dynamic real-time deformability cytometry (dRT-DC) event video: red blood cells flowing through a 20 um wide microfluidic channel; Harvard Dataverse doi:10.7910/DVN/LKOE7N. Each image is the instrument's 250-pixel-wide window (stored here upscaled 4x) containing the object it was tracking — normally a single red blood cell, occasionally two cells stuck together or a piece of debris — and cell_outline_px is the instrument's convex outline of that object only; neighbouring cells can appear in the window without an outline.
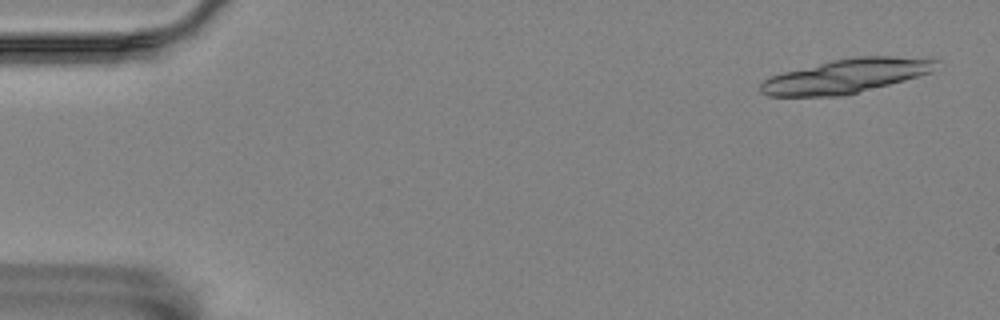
{"species": "Egyptian fruit bat (a non-hibernating species)", "species_latin": "Rousettus aegyptiacus", "temperature_condition": "room temperature", "stored_images_in_passage": 8, "camera_frame_rate_fps": 3000, "um_per_image_px": 0.085, "animal": {"sex": "female"}, "frame": {"image": 1, "passage_image": 2, "time_ms": 0.333, "image_size_px": [1000, 320], "cell_outline_px": [[940, 60], [932, 72], [904, 80], [844, 96], [768, 96], [760, 92], [760, 84], [764, 80], [772, 76], [784, 72], [832, 60], [856, 56], [892, 56]], "centroid_in_image_um": [71.91, 6.46], "position_along_channel_um": 13.1, "area_um2": 34.56}}